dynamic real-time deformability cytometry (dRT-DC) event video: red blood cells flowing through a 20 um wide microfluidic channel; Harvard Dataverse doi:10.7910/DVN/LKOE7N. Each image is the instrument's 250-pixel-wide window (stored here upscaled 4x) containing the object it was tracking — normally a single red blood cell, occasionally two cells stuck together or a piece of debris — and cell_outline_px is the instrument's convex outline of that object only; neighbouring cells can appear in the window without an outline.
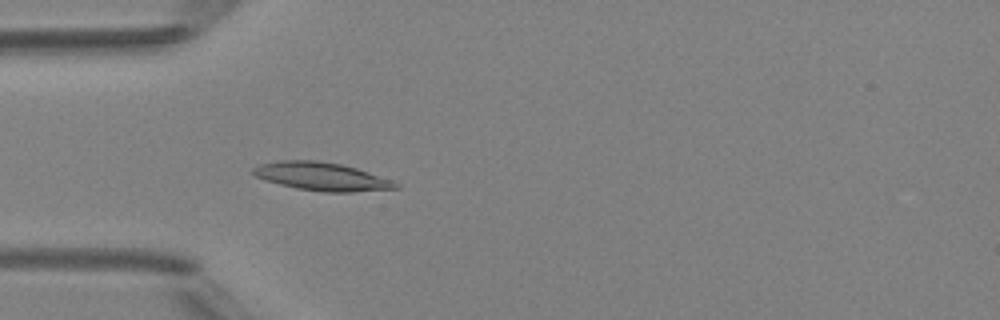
{"species": "Egyptian fruit bat (a non-hibernating species)", "species_latin": "Rousettus aegyptiacus", "temperature_condition": "room temperature", "stored_images_in_passage": 45, "camera_frame_rate_fps": 3000, "um_per_image_px": 0.085, "animal": {"sex": "female"}, "frame": {"image": 1, "passage_image": 11, "time_ms": 3.333, "image_size_px": [1000, 320], "cell_outline_px": [[400, 188], [352, 192], [324, 192], [296, 188], [280, 184], [256, 176], [252, 172], [252, 168], [260, 164], [280, 160], [316, 160], [340, 164], [356, 168], [392, 180], [400, 184]], "centroid_in_image_um": [27.37, 15.0], "position_along_channel_um": 57.6, "area_um2": 23.24}}
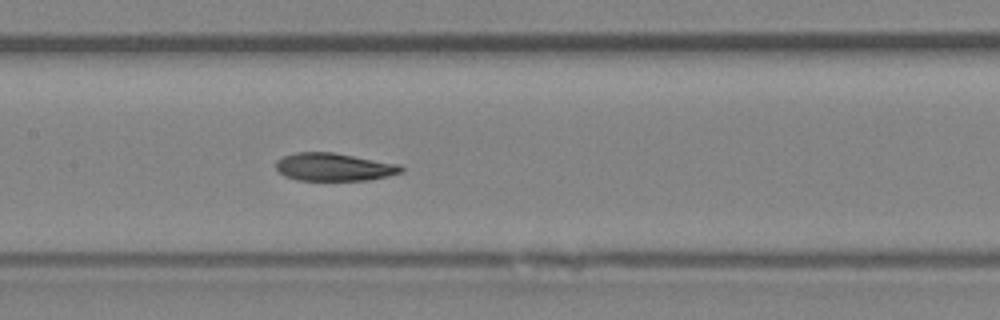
{"frame": {"image": 2, "passage_image": 20, "time_ms": 6.333, "image_size_px": [1000, 320], "cell_outline_px": [[404, 172], [388, 176], [368, 180], [296, 180], [284, 176], [276, 168], [276, 160], [284, 156], [296, 152], [332, 152], [400, 164], [404, 168]], "centroid_in_image_um": [28.4, 14.19], "position_along_channel_um": 179.0, "area_um2": 20.4}}
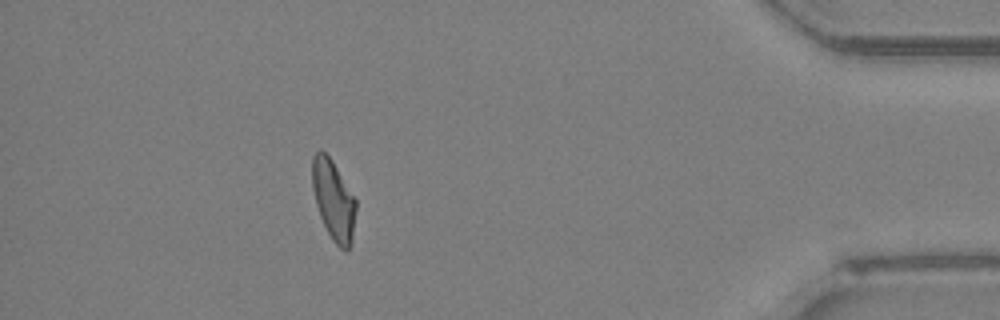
{"frame": {"image": 3, "passage_image": 40, "time_ms": 13.0, "image_size_px": [1000, 320], "cell_outline_px": [[356, 208], [352, 244], [344, 252], [332, 240], [320, 216], [316, 204], [312, 188], [312, 156], [320, 148], [332, 160], [356, 200]], "centroid_in_image_um": [28.34, 17.01], "position_along_channel_um": 406.9, "area_um2": 20.35}, "authors_computed_cell_mechanics": {"area_um2": 20.9236, "velocity_mm_per_s": 4.2081, "shape_relaxation_time_tau1_ms": 8.7591, "shape_relaxation_time_tau2_ms": 2.8852, "deformation_change_tau1": 0.2179, "deformation_change_tau2": 0.0938}}